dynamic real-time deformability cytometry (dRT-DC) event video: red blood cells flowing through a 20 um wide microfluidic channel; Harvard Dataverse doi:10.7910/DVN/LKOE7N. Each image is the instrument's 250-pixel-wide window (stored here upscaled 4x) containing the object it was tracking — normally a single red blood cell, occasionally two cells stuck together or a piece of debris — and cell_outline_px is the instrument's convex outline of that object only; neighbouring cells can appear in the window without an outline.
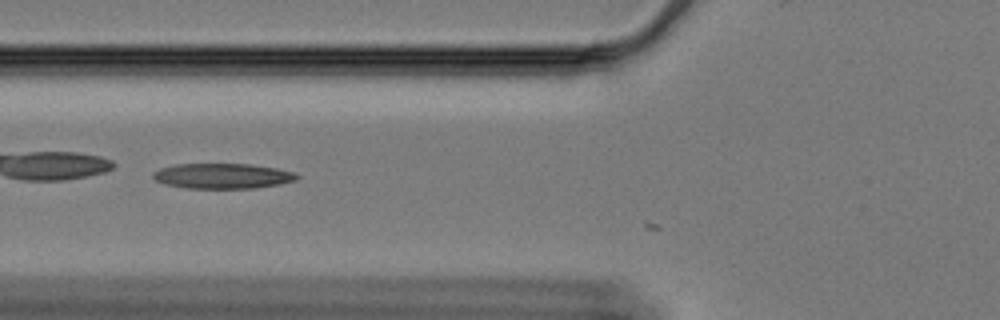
{"species": "Egyptian fruit bat (a non-hibernating species)", "species_latin": "Rousettus aegyptiacus", "temperature_condition": "cold", "stored_images_in_passage": 9, "camera_frame_rate_fps": 3000, "um_per_image_px": 0.085, "animal": {"sex": "female"}, "frame": {"image": 1, "passage_image": 3, "time_ms": 0.667, "image_size_px": [1000, 320], "cell_outline_px": [[300, 176], [296, 180], [280, 184], [256, 188], [188, 188], [164, 184], [156, 180], [152, 176], [152, 172], [160, 168], [176, 164], [252, 164], [276, 168], [292, 172]], "centroid_in_image_um": [18.91, 14.96], "position_along_channel_um": 106.9, "area_um2": 21.15}}
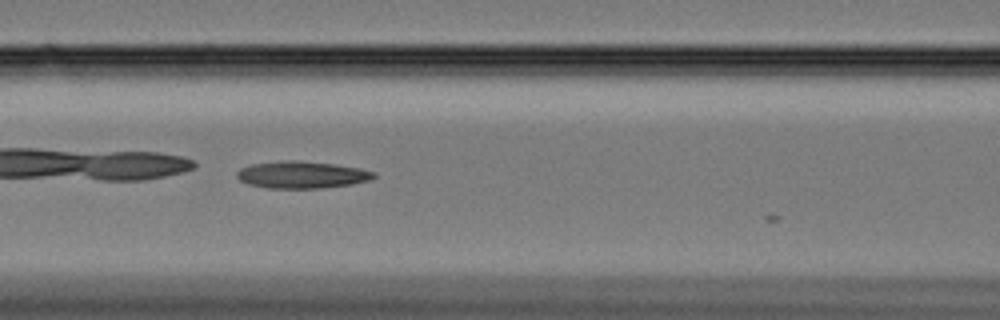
{"frame": {"image": 2, "passage_image": 6, "time_ms": 1.667, "image_size_px": [1000, 320], "cell_outline_px": [[376, 176], [372, 180], [352, 184], [324, 188], [268, 188], [248, 184], [240, 180], [236, 176], [236, 172], [240, 168], [252, 164], [288, 160], [296, 160], [332, 164], [360, 168], [376, 172]], "centroid_in_image_um": [25.68, 14.86], "position_along_channel_um": 140.9, "area_um2": 21.62}}